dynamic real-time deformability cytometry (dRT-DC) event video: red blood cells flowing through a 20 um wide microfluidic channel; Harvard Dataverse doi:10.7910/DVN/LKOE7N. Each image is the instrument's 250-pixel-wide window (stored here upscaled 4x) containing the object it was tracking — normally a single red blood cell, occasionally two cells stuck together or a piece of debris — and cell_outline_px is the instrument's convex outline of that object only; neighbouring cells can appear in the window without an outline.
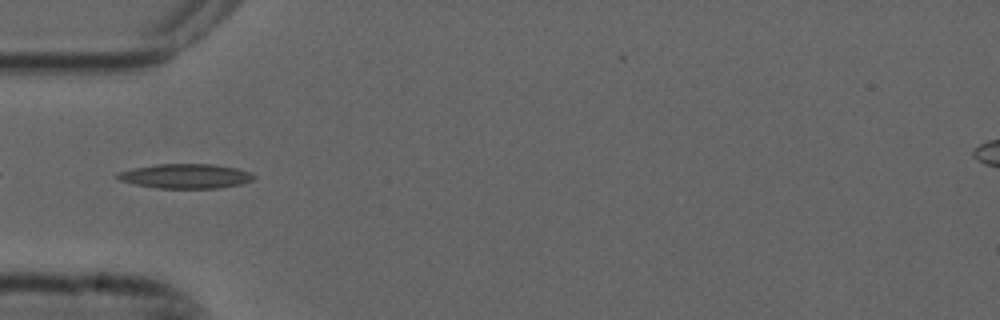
{"species": "common noctule bat (a hibernating species)", "species_latin": "Nyctalus noctula", "temperature_condition": "cold", "stored_images_in_passage": 9, "camera_frame_rate_fps": 3000, "um_per_image_px": 0.085, "animal": {"sex": "male", "forearm_length_mm": 52.5}, "frame": {"image": 1, "passage_image": 6, "time_ms": 1.667, "image_size_px": [1000, 320], "cell_outline_px": [[256, 176], [252, 180], [240, 184], [220, 188], [156, 188], [136, 184], [120, 180], [112, 176], [116, 172], [132, 168], [156, 164], [212, 164], [236, 168], [252, 172]], "centroid_in_image_um": [15.74, 14.96], "position_along_channel_um": 69.3, "area_um2": 19.65}}
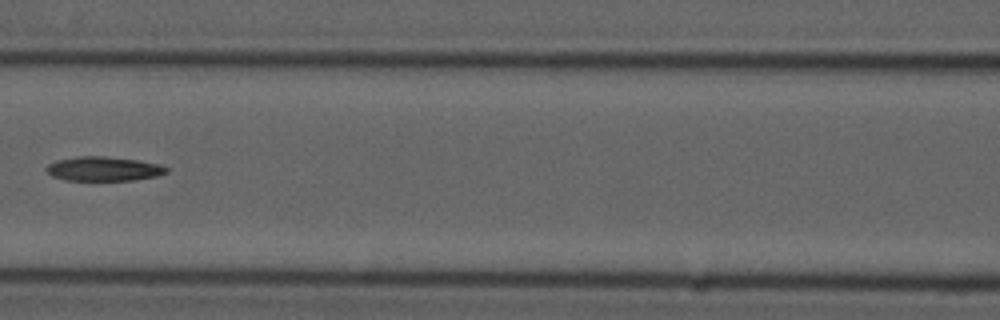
{"frame": {"image": 2, "passage_image": 8, "time_ms": 2.333, "image_size_px": [1000, 320], "cell_outline_px": [[168, 172], [156, 176], [132, 180], [64, 180], [52, 176], [44, 168], [48, 164], [56, 160], [76, 156], [104, 156], [136, 160], [160, 164], [168, 168]], "centroid_in_image_um": [8.77, 14.34], "position_along_channel_um": 157.8, "area_um2": 16.99}}
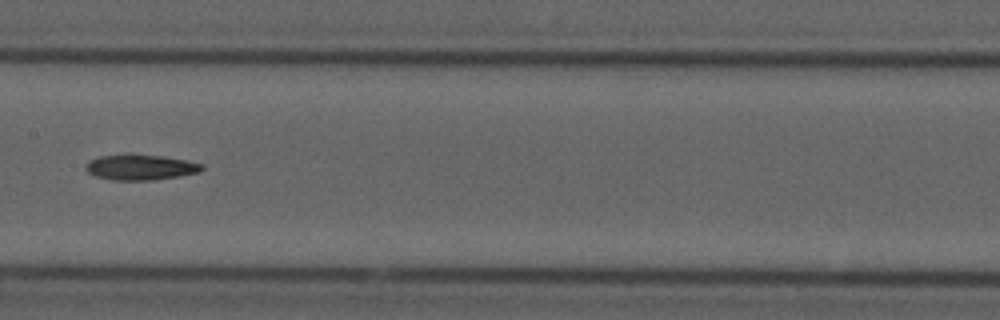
{"frame": {"image": 3, "passage_image": 9, "time_ms": 2.667, "image_size_px": [1000, 320], "cell_outline_px": [[204, 168], [200, 172], [180, 176], [152, 180], [112, 180], [96, 176], [88, 172], [84, 168], [88, 160], [100, 156], [160, 156], [184, 160], [204, 164]], "centroid_in_image_um": [11.95, 14.25], "position_along_channel_um": 195.4, "area_um2": 16.76}}